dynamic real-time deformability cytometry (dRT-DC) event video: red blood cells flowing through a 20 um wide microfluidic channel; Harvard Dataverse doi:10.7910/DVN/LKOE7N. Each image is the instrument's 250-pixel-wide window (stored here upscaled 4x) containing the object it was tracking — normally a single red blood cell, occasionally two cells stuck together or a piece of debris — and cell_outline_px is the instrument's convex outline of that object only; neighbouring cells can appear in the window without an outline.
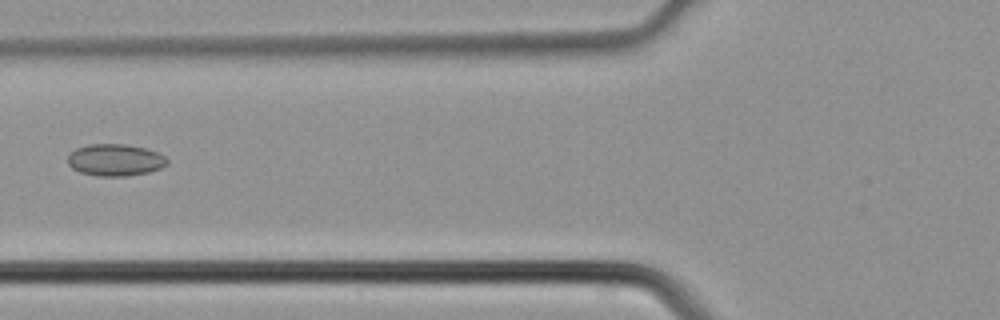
{"species": "common noctule bat (a hibernating species)", "species_latin": "Nyctalus noctula", "temperature_condition": "cold", "stored_images_in_passage": 2, "camera_frame_rate_fps": 3000, "um_per_image_px": 0.085, "animal": {"sex": "male", "body_mass_g": 21.5, "forearm_length_mm": 52.0}, "frame": {"image": 1, "passage_image": 2, "time_ms": 0.333, "image_size_px": [1000, 320], "cell_outline_px": [[168, 164], [160, 168], [148, 172], [124, 176], [100, 176], [80, 172], [72, 168], [68, 164], [68, 156], [76, 148], [88, 144], [124, 144], [144, 148], [156, 152], [164, 156], [168, 160]], "centroid_in_image_um": [9.78, 13.59], "position_along_channel_um": 116.0, "area_um2": 18.32}}